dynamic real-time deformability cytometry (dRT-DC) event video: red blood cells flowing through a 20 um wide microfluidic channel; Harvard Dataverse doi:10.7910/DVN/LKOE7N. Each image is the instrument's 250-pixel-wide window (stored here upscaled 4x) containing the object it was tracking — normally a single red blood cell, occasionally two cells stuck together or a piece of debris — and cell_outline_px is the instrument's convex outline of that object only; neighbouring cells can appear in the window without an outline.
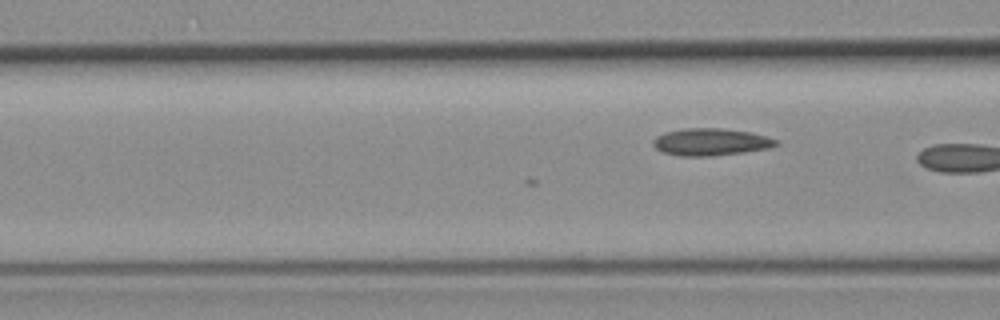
{"species": "common noctule bat (a hibernating species)", "species_latin": "Nyctalus noctula", "temperature_condition": "room temperature", "stored_images_in_passage": 11, "camera_frame_rate_fps": 3000, "um_per_image_px": 0.085, "animal": {"sex": "female", "body_mass_g": 19.3, "forearm_length_mm": 54.1}, "frame": {"image": 1, "passage_image": 11, "time_ms": 3.333, "image_size_px": [1000, 320], "cell_outline_px": [[780, 144], [768, 148], [744, 152], [708, 156], [680, 156], [664, 152], [656, 148], [652, 144], [652, 140], [656, 136], [664, 132], [684, 128], [720, 128], [752, 132], [768, 136], [780, 140]], "centroid_in_image_um": [60.44, 12.05], "position_along_channel_um": 106.2, "area_um2": 19.65}}